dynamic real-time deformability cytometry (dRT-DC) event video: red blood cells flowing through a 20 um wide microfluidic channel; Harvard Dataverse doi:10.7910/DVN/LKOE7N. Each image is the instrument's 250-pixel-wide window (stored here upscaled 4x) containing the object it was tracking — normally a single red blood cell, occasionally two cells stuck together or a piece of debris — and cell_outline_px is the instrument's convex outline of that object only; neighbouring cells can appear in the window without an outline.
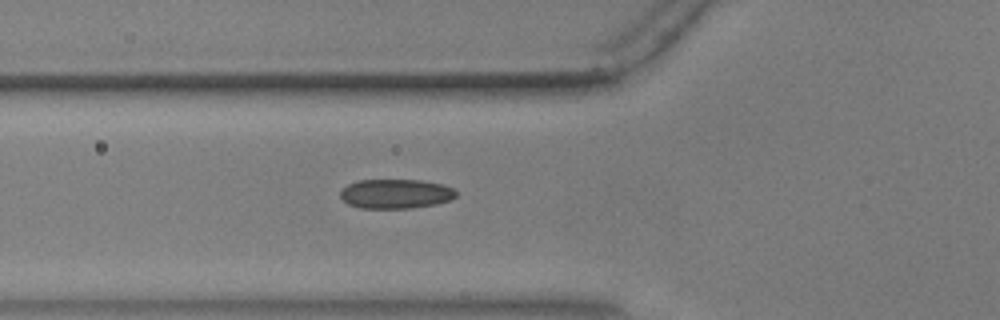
{"species": "common noctule bat (a hibernating species)", "species_latin": "Nyctalus noctula", "temperature_condition": "warm", "stored_images_in_passage": 56, "camera_frame_rate_fps": 3000, "um_per_image_px": 0.085, "animal": {"sex": "male", "body_mass_g": 17.9, "forearm_length_mm": 54.2}, "frame": {"image": 1, "passage_image": 21, "time_ms": 6.667, "image_size_px": [1000, 320], "cell_outline_px": [[456, 196], [448, 200], [436, 204], [412, 208], [360, 208], [348, 204], [340, 196], [340, 192], [348, 184], [356, 180], [420, 180], [444, 184], [452, 188], [456, 192]], "centroid_in_image_um": [33.62, 16.47], "position_along_channel_um": 92.2, "area_um2": 19.83}}
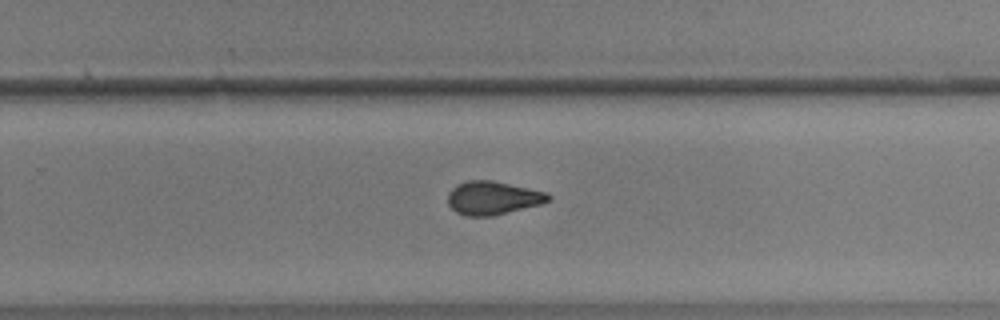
{"frame": {"image": 2, "passage_image": 37, "time_ms": 12.0, "image_size_px": [1000, 320], "cell_outline_px": [[552, 196], [548, 200], [540, 204], [492, 216], [464, 216], [456, 212], [448, 204], [448, 192], [456, 184], [468, 180], [492, 180], [548, 192]], "centroid_in_image_um": [41.86, 16.82], "position_along_channel_um": 287.9, "area_um2": 19.59}}
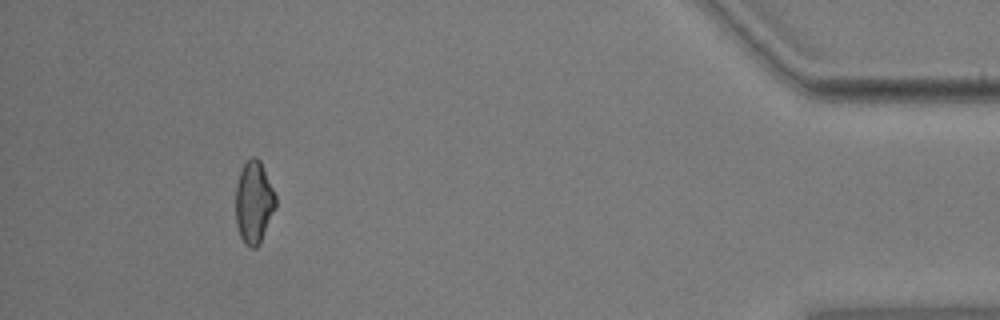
{"frame": {"image": 3, "passage_image": 52, "time_ms": 17.0, "image_size_px": [1000, 320], "cell_outline_px": [[276, 208], [260, 244], [256, 248], [248, 248], [244, 244], [240, 236], [236, 224], [236, 184], [240, 172], [244, 164], [252, 156], [256, 156], [260, 160], [276, 196]], "centroid_in_image_um": [21.58, 17.23], "position_along_channel_um": 413.6, "area_um2": 19.36}, "authors_computed_cell_mechanics": {"area_um2": 19.3919, "velocity_mm_per_s": 3.6628, "shape_relaxation_time_tau1_ms": 9.4536, "shape_relaxation_time_tau2_ms": 1.8051, "deformation_change_tau1": 0.1762, "deformation_change_tau2": 0.0727}}